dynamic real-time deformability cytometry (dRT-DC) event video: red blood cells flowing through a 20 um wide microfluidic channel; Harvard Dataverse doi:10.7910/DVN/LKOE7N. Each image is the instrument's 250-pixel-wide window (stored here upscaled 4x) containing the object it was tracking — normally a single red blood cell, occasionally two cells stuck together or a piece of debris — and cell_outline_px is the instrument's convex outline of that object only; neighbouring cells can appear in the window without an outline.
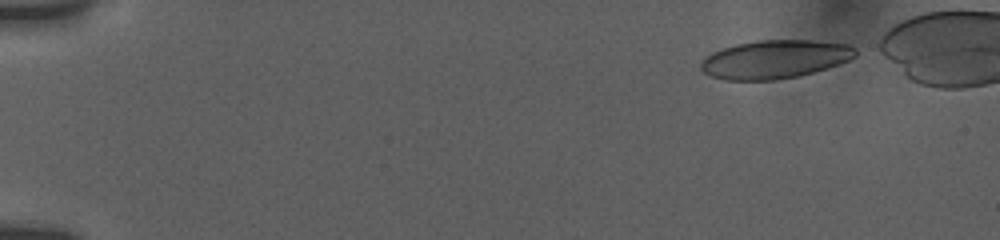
{"species": "human", "species_latin": "Homo sapiens", "temperature_condition": "room temperature", "stored_images_in_passage": 13, "camera_frame_rate_fps": 3000, "um_per_image_px": 0.085, "donor": {"sex": "female"}, "frame": {"image": 1, "passage_image": 1, "time_ms": 0.0, "image_size_px": [1000, 240], "cell_outline_px": [[856, 56], [840, 64], [828, 68], [800, 76], [776, 80], [724, 80], [712, 76], [704, 72], [700, 68], [700, 64], [712, 52], [720, 48], [736, 44], [756, 40], [808, 40], [848, 44], [856, 48]], "centroid_in_image_um": [65.87, 5.04], "position_along_channel_um": 19.1, "area_um2": 34.74}}
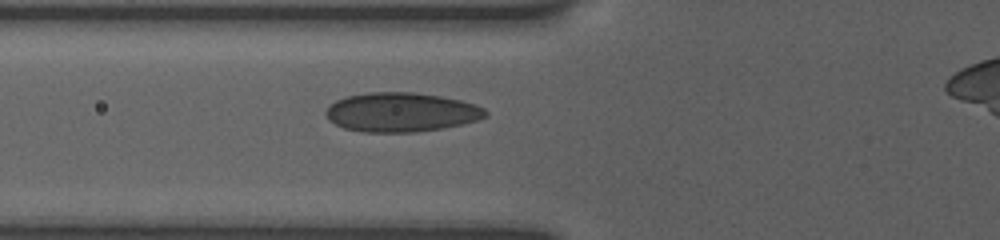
{"frame": {"image": 2, "passage_image": 10, "time_ms": 5.333, "image_size_px": [1000, 240], "cell_outline_px": [[488, 116], [476, 120], [444, 128], [416, 132], [364, 132], [344, 128], [328, 120], [324, 116], [324, 112], [336, 100], [344, 96], [368, 92], [412, 92], [440, 96], [460, 100], [476, 104], [484, 108], [488, 112]], "centroid_in_image_um": [34.09, 9.53], "position_along_channel_um": 91.7, "area_um2": 36.65}}
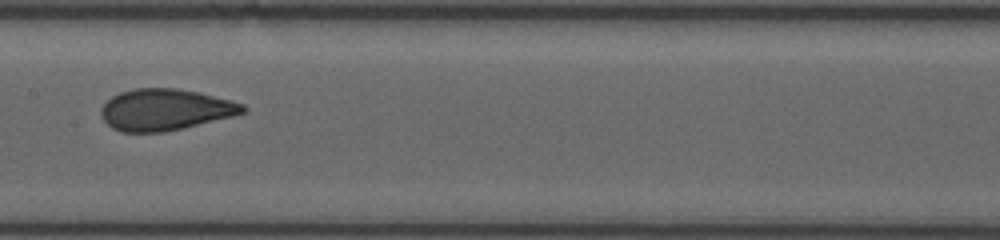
{"frame": {"image": 3, "passage_image": 13, "time_ms": 8.0, "image_size_px": [1000, 240], "cell_outline_px": [[248, 112], [232, 116], [164, 132], [120, 132], [112, 128], [100, 116], [100, 108], [112, 96], [120, 92], [136, 88], [176, 88], [200, 92], [244, 104], [248, 108]], "centroid_in_image_um": [14.03, 9.32], "position_along_channel_um": 193.4, "area_um2": 34.22}}